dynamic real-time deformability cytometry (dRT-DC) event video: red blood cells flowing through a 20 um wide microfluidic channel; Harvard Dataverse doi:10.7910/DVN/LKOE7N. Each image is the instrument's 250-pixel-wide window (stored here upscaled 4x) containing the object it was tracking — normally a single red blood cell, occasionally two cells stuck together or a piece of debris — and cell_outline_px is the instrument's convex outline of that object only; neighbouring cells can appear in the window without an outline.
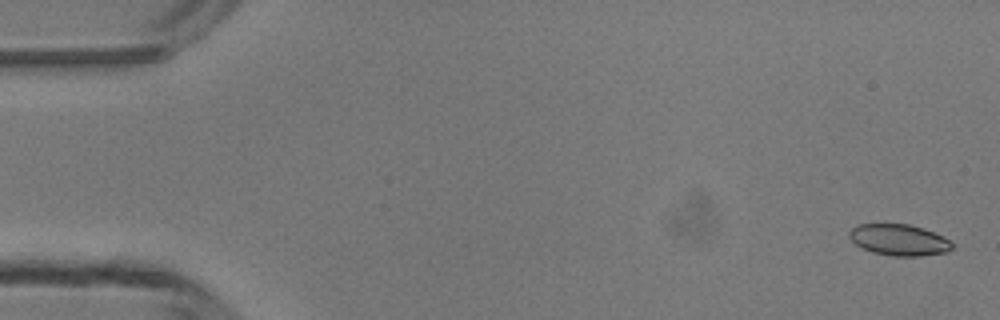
{"species": "common noctule bat (a hibernating species)", "species_latin": "Nyctalus noctula", "temperature_condition": "room temperature", "stored_images_in_passage": 4, "camera_frame_rate_fps": 3000, "um_per_image_px": 0.085, "animal": {"sex": "male", "body_mass_g": 13.3}, "frame": {"image": 1, "passage_image": 1, "time_ms": 0.0, "image_size_px": [1000, 320], "cell_outline_px": [[956, 244], [948, 252], [920, 256], [892, 256], [872, 252], [856, 244], [848, 236], [848, 232], [852, 228], [860, 224], [908, 224], [924, 228], [944, 236]], "centroid_in_image_um": [76.47, 20.39], "position_along_channel_um": 8.5, "area_um2": 18.9}}
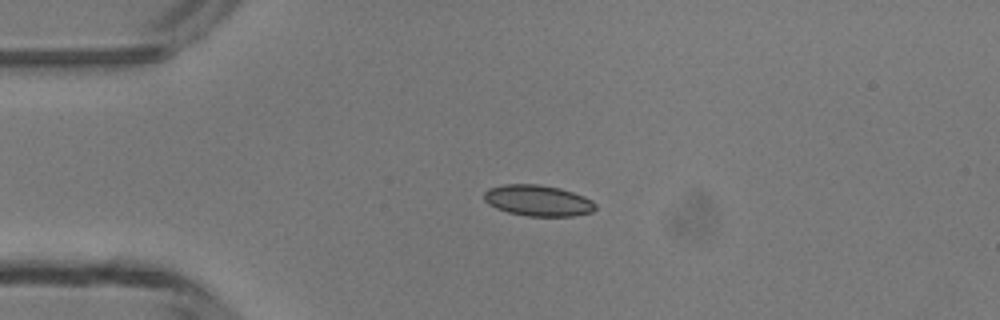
{"frame": {"image": 2, "passage_image": 4, "time_ms": 3.333, "image_size_px": [1000, 320], "cell_outline_px": [[596, 208], [592, 212], [572, 216], [528, 216], [508, 212], [496, 208], [488, 204], [484, 200], [484, 192], [488, 188], [504, 184], [536, 184], [560, 188], [584, 196], [592, 200], [596, 204]], "centroid_in_image_um": [45.72, 17.04], "position_along_channel_um": 39.3, "area_um2": 20.17}}